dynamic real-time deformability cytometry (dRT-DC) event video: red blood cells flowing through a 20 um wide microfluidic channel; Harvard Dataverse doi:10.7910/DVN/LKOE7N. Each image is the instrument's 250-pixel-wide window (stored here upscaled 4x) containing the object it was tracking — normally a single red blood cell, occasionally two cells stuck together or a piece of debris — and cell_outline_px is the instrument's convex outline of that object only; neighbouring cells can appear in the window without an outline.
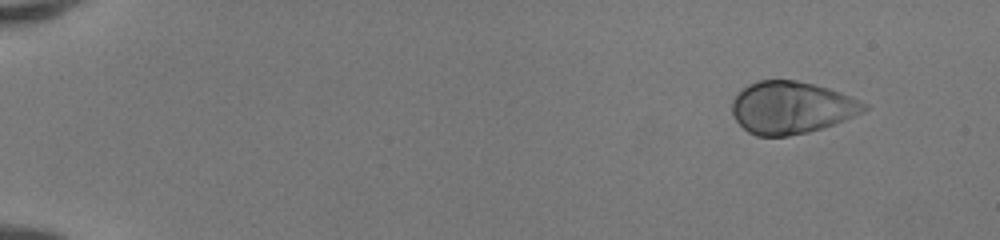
{"species": "human", "species_latin": "Homo sapiens", "temperature_condition": "room temperature", "stored_images_in_passage": 47, "camera_frame_rate_fps": 3000, "um_per_image_px": 0.085, "donor": {"sex": "female"}, "frame": {"image": 1, "passage_image": 1, "time_ms": 0.0, "image_size_px": [1000, 240], "cell_outline_px": [[868, 108], [864, 112], [844, 120], [808, 132], [788, 136], [756, 136], [748, 132], [736, 120], [732, 112], [732, 100], [748, 84], [760, 80], [796, 80], [828, 88], [840, 92], [860, 100], [868, 104]], "centroid_in_image_um": [67.28, 9.14], "position_along_channel_um": 17.7, "area_um2": 40.0}}
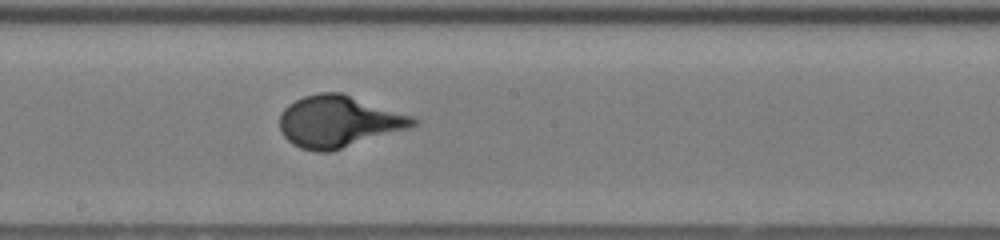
{"frame": {"image": 2, "passage_image": 26, "time_ms": 8.333, "image_size_px": [1000, 240], "cell_outline_px": [[420, 120], [416, 124], [408, 128], [328, 152], [316, 152], [300, 148], [292, 144], [284, 136], [280, 128], [280, 116], [284, 108], [288, 104], [304, 96], [320, 92], [340, 92], [412, 116]], "centroid_in_image_um": [28.75, 10.32], "position_along_channel_um": 219.5, "area_um2": 39.65}}
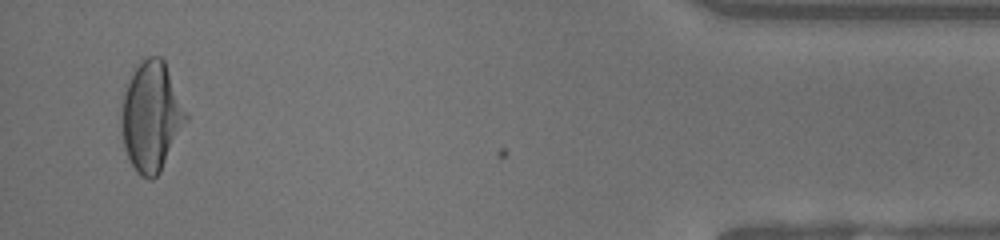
{"frame": {"image": 3, "passage_image": 45, "time_ms": 14.667, "image_size_px": [1000, 240], "cell_outline_px": [[188, 120], [160, 172], [152, 180], [148, 180], [140, 176], [136, 172], [124, 148], [120, 124], [120, 116], [124, 96], [128, 84], [136, 68], [148, 56], [160, 56], [164, 60], [188, 116]], "centroid_in_image_um": [12.86, 9.96], "position_along_channel_um": 422.3, "area_um2": 40.81}}